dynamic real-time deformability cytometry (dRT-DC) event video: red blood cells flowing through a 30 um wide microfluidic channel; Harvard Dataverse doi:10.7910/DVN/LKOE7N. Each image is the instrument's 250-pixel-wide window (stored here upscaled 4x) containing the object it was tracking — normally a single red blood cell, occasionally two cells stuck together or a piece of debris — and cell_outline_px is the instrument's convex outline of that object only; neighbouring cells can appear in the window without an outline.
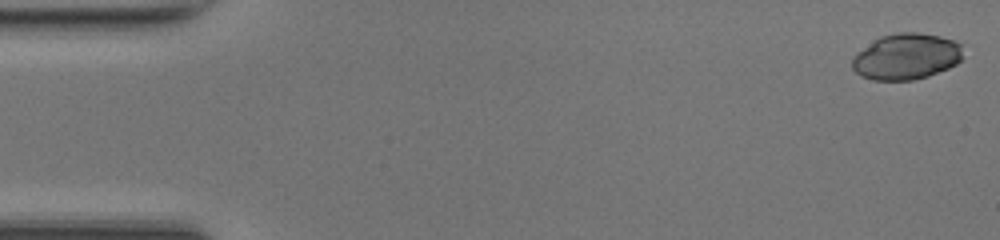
{"species": "common noctule bat (a hibernating species)", "species_latin": "Nyctalus noctula", "temperature_condition": "room temperature", "stored_images_in_passage": 49, "camera_frame_rate_fps": 3000, "um_per_image_px": 0.085, "animal": {"sex": "female", "body_mass_g": 17.0, "forearm_length_mm": 48.0}, "frame": {"image": 1, "passage_image": 1, "time_ms": 0.0, "image_size_px": [1000, 240], "cell_outline_px": [[960, 60], [956, 64], [948, 68], [928, 76], [912, 80], [872, 80], [860, 76], [852, 68], [852, 56], [880, 36], [900, 32], [920, 32], [940, 36], [952, 40], [960, 44]], "centroid_in_image_um": [76.99, 4.81], "position_along_channel_um": 8.0, "area_um2": 29.59}}